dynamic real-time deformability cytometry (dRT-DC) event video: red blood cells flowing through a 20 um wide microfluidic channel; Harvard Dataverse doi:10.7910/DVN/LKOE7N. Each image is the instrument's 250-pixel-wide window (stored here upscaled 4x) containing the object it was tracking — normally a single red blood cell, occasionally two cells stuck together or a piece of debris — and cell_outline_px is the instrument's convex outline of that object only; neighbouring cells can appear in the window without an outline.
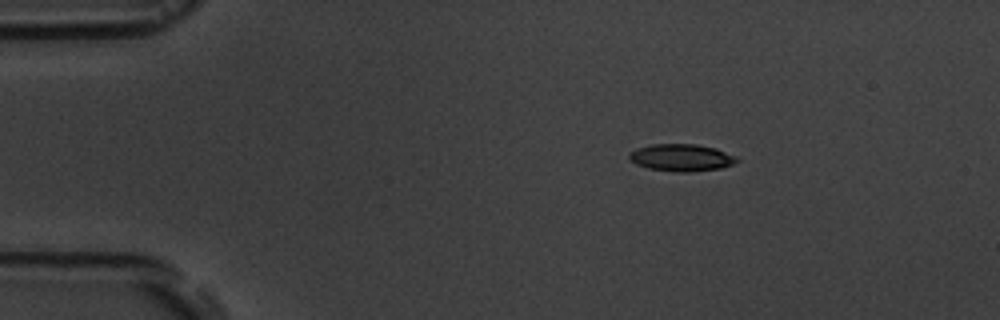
{"species": "common noctule bat (a hibernating species)", "species_latin": "Nyctalus noctula", "temperature_condition": "room temperature", "stored_images_in_passage": 4, "camera_frame_rate_fps": 3000, "um_per_image_px": 0.085, "animal": {"sex": "male", "body_mass_g": 19.5, "forearm_length_mm": 54.6}, "frame": {"image": 1, "passage_image": 2, "time_ms": 2.333, "image_size_px": [1000, 320], "cell_outline_px": [[740, 160], [732, 164], [720, 168], [688, 172], [676, 172], [648, 168], [636, 164], [628, 156], [636, 148], [652, 144], [696, 144], [716, 148], [736, 156]], "centroid_in_image_um": [57.94, 13.39], "position_along_channel_um": 27.1, "area_um2": 16.94}}